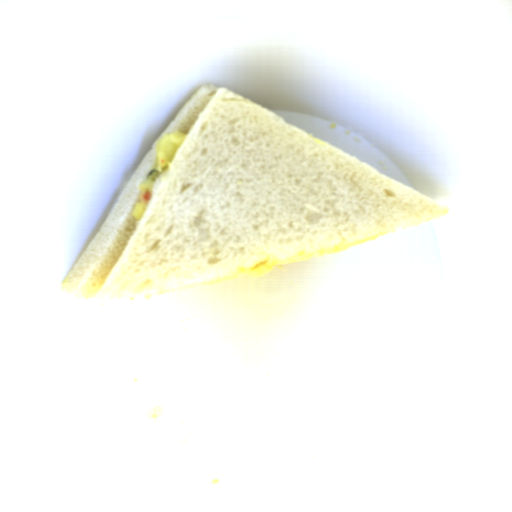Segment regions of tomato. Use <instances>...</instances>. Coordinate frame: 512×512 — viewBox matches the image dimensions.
<instances>
[{
  "mask_svg": "<svg viewBox=\"0 0 512 512\" xmlns=\"http://www.w3.org/2000/svg\"><path fill=\"white\" fill-rule=\"evenodd\" d=\"M153 195L152 193H150L149 191L144 193L143 195V201H147V202H150V200L152 199Z\"/></svg>",
  "mask_w": 512,
  "mask_h": 512,
  "instance_id": "1",
  "label": "tomato"
}]
</instances>
